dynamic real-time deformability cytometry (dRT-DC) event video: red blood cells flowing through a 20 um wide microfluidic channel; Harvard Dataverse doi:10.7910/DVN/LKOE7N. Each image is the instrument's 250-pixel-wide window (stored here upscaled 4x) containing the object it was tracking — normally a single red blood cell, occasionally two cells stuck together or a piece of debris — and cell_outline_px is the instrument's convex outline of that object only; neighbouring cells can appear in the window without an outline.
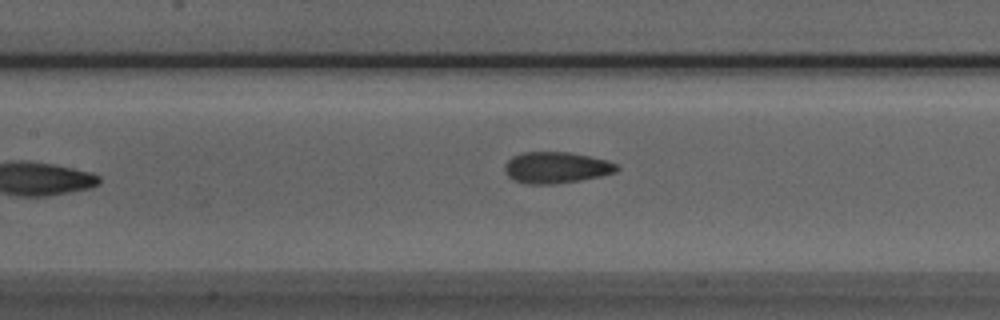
{"species": "Egyptian fruit bat (a non-hibernating species)", "species_latin": "Rousettus aegyptiacus", "temperature_condition": "room temperature", "stored_images_in_passage": 8, "segment_of_instrument_passage": [1, 2], "camera_frame_rate_fps": 3000, "um_per_image_px": 0.085, "animal": {"sex": "male"}, "frame": {"image": 1, "passage_image": 7, "time_ms": 2.0, "image_size_px": [1000, 320], "cell_outline_px": [[620, 168], [616, 172], [600, 176], [580, 180], [552, 184], [528, 184], [516, 180], [508, 176], [504, 172], [504, 164], [512, 156], [520, 152], [568, 152], [608, 160], [616, 164]], "centroid_in_image_um": [47.26, 14.23], "position_along_channel_um": 160.1, "area_um2": 20.46}}